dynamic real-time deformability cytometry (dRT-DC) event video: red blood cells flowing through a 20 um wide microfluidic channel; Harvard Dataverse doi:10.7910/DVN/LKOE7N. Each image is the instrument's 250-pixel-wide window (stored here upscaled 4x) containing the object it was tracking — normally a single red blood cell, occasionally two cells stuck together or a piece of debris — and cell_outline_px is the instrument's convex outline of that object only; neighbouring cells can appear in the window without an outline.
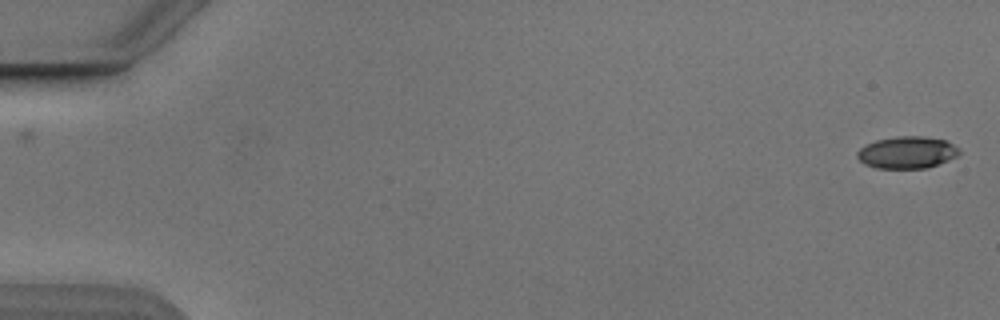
{"species": "Egyptian fruit bat (a non-hibernating species)", "species_latin": "Rousettus aegyptiacus", "temperature_condition": "cold", "stored_images_in_passage": 53, "camera_frame_rate_fps": 3000, "um_per_image_px": 0.085, "animal": {"sex": "male"}, "frame": {"image": 1, "passage_image": 1, "time_ms": 0.0, "image_size_px": [1000, 320], "cell_outline_px": [[960, 152], [956, 156], [948, 160], [928, 168], [876, 168], [864, 164], [856, 156], [856, 152], [864, 144], [876, 140], [896, 136], [924, 136], [944, 140], [960, 148]], "centroid_in_image_um": [77.07, 12.95], "position_along_channel_um": 7.9, "area_um2": 19.13}}
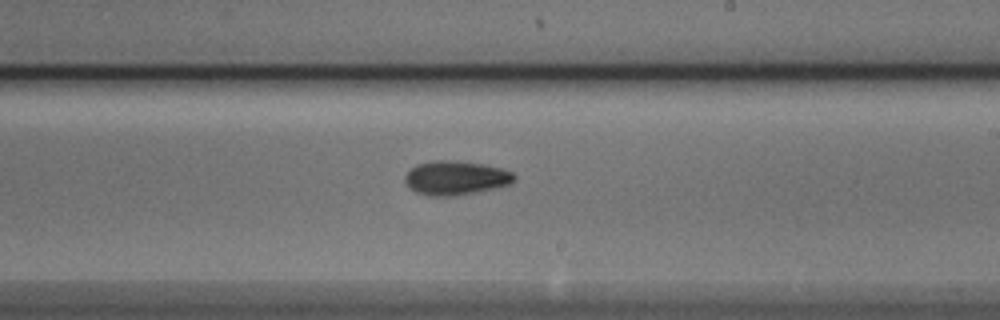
{"frame": {"image": 2, "passage_image": 32, "time_ms": 10.333, "image_size_px": [1000, 320], "cell_outline_px": [[516, 180], [512, 184], [496, 188], [456, 196], [428, 196], [416, 192], [408, 188], [404, 180], [404, 176], [416, 164], [432, 160], [452, 160], [484, 164], [500, 168], [512, 172], [516, 176]], "centroid_in_image_um": [38.73, 15.13], "position_along_channel_um": 250.3, "area_um2": 22.02}}
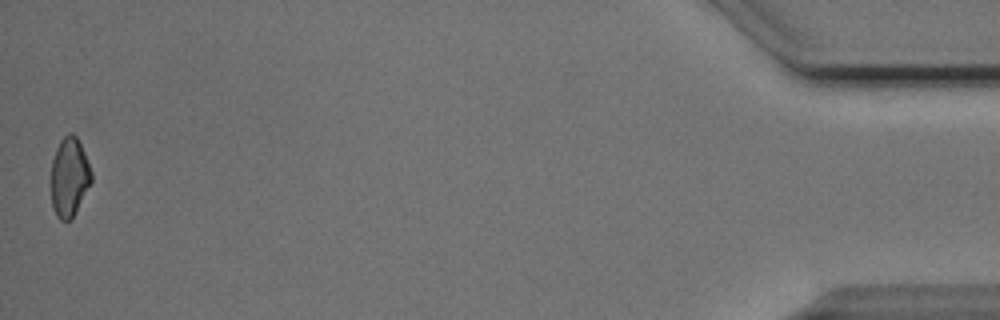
{"frame": {"image": 3, "passage_image": 53, "time_ms": 17.333, "image_size_px": [1000, 320], "cell_outline_px": [[92, 180], [72, 216], [68, 220], [60, 220], [56, 216], [52, 204], [52, 160], [56, 148], [60, 140], [68, 132], [72, 132], [76, 136], [84, 152], [92, 172]], "centroid_in_image_um": [5.88, 15.0], "position_along_channel_um": 429.3, "area_um2": 18.15}, "authors_computed_cell_mechanics": {"area_um2": 19.7676, "velocity_mm_per_s": 3.8754, "shape_relaxation_time_tau1_ms": 4.5106, "shape_relaxation_time_tau2_ms": null, "deformation_change_tau1": 0.1177, "deformation_change_tau2": null}}